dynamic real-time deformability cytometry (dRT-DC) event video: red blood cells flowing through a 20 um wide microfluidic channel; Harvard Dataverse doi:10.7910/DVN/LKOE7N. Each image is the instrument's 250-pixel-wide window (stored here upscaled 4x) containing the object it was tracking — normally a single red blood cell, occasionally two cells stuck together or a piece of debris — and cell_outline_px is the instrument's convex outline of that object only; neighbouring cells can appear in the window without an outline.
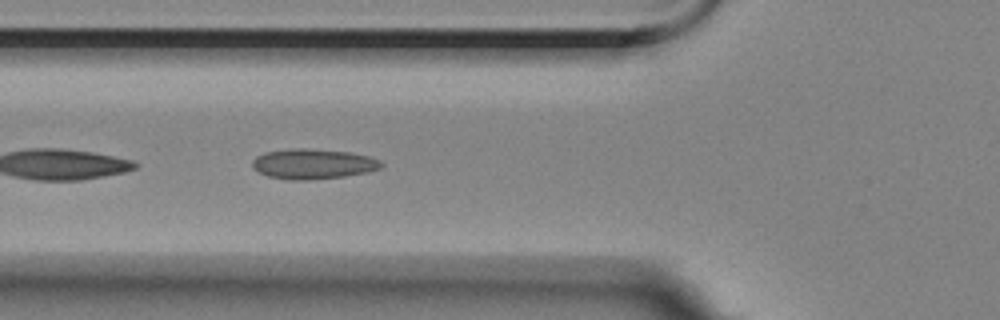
{"species": "Egyptian fruit bat (a non-hibernating species)", "species_latin": "Rousettus aegyptiacus", "temperature_condition": "room temperature", "stored_images_in_passage": 33, "camera_frame_rate_fps": 3000, "um_per_image_px": 0.085, "animal": {"sex": "female"}, "frame": {"image": 1, "passage_image": 4, "time_ms": 1.0, "image_size_px": [1000, 320], "cell_outline_px": [[384, 164], [380, 168], [368, 172], [344, 176], [308, 180], [288, 180], [268, 176], [252, 168], [252, 160], [256, 156], [264, 152], [292, 148], [308, 148], [348, 152], [368, 156], [380, 160]], "centroid_in_image_um": [26.59, 13.93], "position_along_channel_um": 99.2, "area_um2": 22.72}}
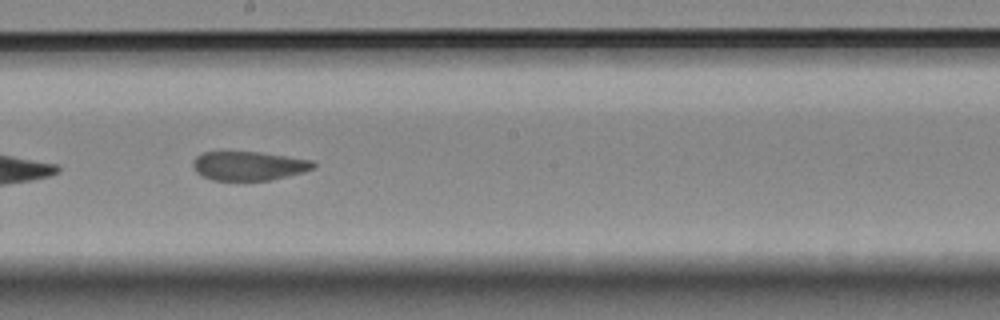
{"frame": {"image": 2, "passage_image": 15, "time_ms": 4.667, "image_size_px": [1000, 320], "cell_outline_px": [[316, 164], [312, 168], [304, 172], [272, 180], [212, 180], [196, 172], [192, 164], [192, 160], [196, 156], [204, 152], [260, 152], [288, 156], [312, 160]], "centroid_in_image_um": [21.14, 14.09], "position_along_channel_um": 227.1, "area_um2": 20.35}}
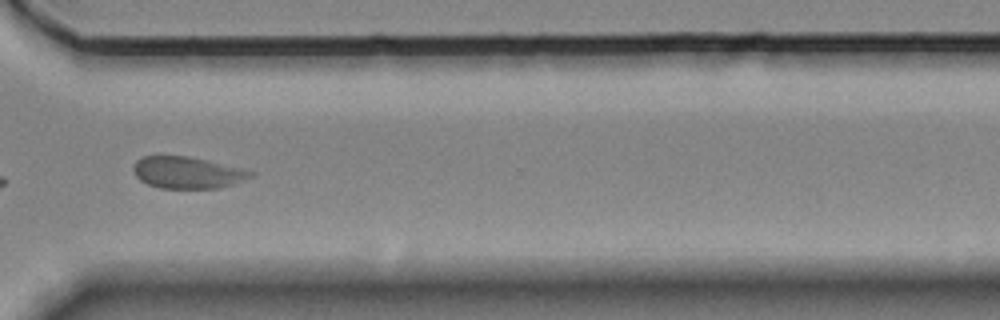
{"frame": {"image": 3, "passage_image": 26, "time_ms": 8.333, "image_size_px": [1000, 320], "cell_outline_px": [[256, 172], [252, 176], [244, 180], [220, 188], [160, 188], [148, 184], [140, 180], [136, 176], [132, 168], [136, 160], [144, 156], [188, 156], [208, 160]], "centroid_in_image_um": [15.92, 14.67], "position_along_channel_um": 354.7, "area_um2": 21.62}, "authors_computed_cell_mechanics": {"area_um2": 21.5594, "velocity_mm_per_s": 3.4791, "shape_relaxation_time_tau1_ms": 10.0619, "shape_relaxation_time_tau2_ms": 1.5601, "deformation_change_tau1": 0.1092, "deformation_change_tau2": 0.0673}}